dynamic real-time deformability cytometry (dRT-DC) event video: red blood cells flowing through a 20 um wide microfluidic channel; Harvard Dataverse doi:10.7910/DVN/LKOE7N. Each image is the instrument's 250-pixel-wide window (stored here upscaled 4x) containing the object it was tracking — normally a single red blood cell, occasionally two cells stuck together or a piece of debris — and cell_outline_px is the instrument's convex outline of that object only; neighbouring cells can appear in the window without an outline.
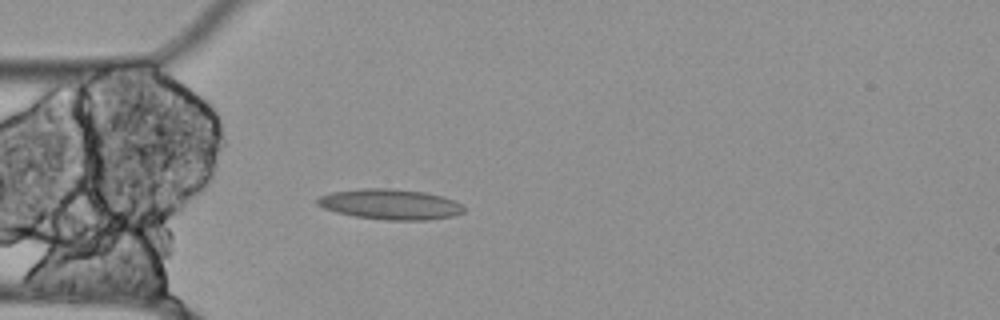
{"species": "Egyptian fruit bat (a non-hibernating species)", "species_latin": "Rousettus aegyptiacus", "temperature_condition": "cold", "stored_images_in_passage": 41, "camera_frame_rate_fps": 3000, "um_per_image_px": 0.085, "animal": {"sex": "female"}, "frame": {"image": 1, "passage_image": 1, "time_ms": 0.0, "image_size_px": [1000, 320], "cell_outline_px": [[464, 212], [452, 216], [428, 220], [388, 220], [356, 216], [336, 212], [324, 208], [316, 204], [316, 200], [320, 196], [332, 192], [360, 188], [392, 188], [424, 192], [444, 196], [460, 204], [464, 208]], "centroid_in_image_um": [33.16, 17.35], "position_along_channel_um": 51.8, "area_um2": 25.89}}
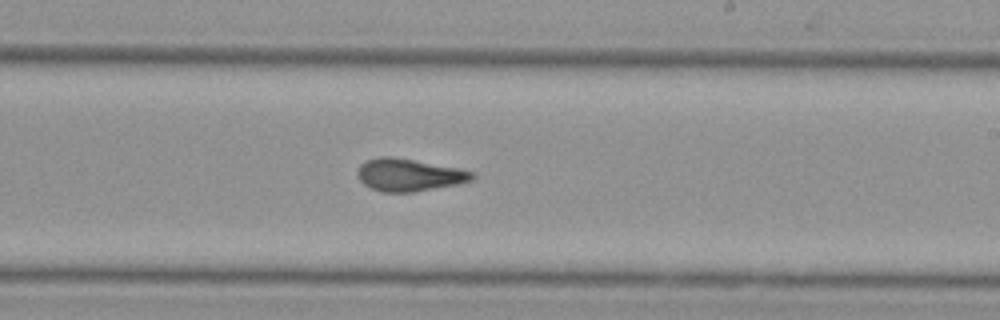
{"frame": {"image": 2, "passage_image": 18, "time_ms": 5.667, "image_size_px": [1000, 320], "cell_outline_px": [[476, 176], [472, 180], [456, 184], [412, 192], [380, 192], [364, 184], [360, 180], [356, 172], [360, 164], [368, 160], [380, 156], [392, 156], [460, 168], [476, 172]], "centroid_in_image_um": [34.78, 14.86], "position_along_channel_um": 254.2, "area_um2": 21.73}}
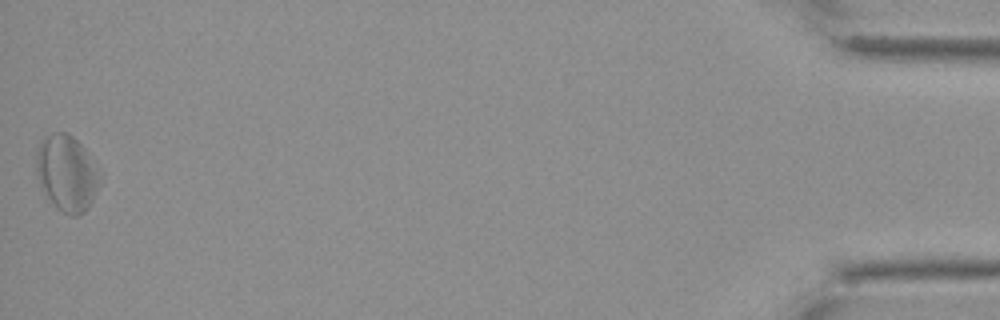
{"frame": {"image": 3, "passage_image": 41, "time_ms": 13.333, "image_size_px": [1000, 320], "cell_outline_px": [[104, 172], [100, 184], [88, 208], [84, 212], [76, 216], [68, 216], [56, 208], [40, 184], [36, 176], [36, 152], [40, 140], [44, 136], [52, 132], [68, 132], [84, 148]], "centroid_in_image_um": [5.71, 14.7], "position_along_channel_um": 429.5, "area_um2": 28.78}, "authors_computed_cell_mechanics": {"area_um2": 22.0218, "velocity_mm_per_s": 3.5135, "shape_relaxation_time_tau1_ms": null, "shape_relaxation_time_tau2_ms": 2.8843, "deformation_change_tau1": null, "deformation_change_tau2": 0.0991}}